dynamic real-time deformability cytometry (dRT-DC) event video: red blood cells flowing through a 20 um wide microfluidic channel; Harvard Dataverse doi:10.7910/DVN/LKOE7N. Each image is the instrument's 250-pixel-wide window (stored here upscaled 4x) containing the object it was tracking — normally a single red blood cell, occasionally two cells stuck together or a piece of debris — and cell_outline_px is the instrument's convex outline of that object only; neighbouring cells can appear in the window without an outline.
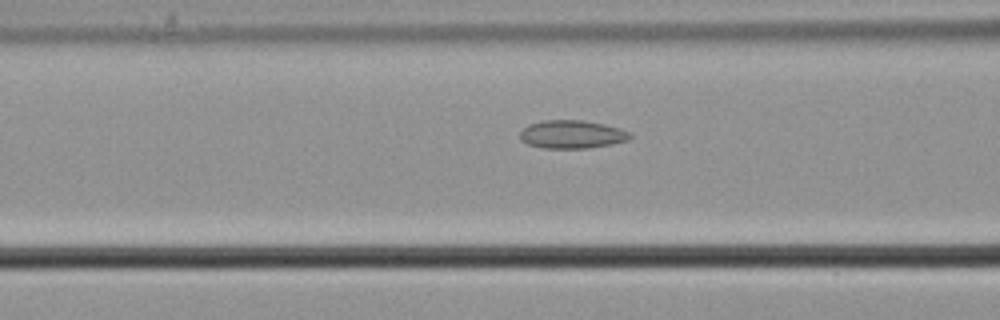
{"species": "common noctule bat (a hibernating species)", "species_latin": "Nyctalus noctula", "temperature_condition": "cold", "stored_images_in_passage": 55, "camera_frame_rate_fps": 3000, "um_per_image_px": 0.085, "animal": {"sex": "male", "body_mass_g": 21.5, "forearm_length_mm": 52.0}, "frame": {"image": 1, "passage_image": 22, "time_ms": 7.0, "image_size_px": [1000, 320], "cell_outline_px": [[632, 136], [628, 140], [612, 144], [588, 148], [544, 148], [528, 144], [520, 140], [520, 132], [528, 124], [544, 120], [584, 120], [604, 124], [620, 128], [632, 132]], "centroid_in_image_um": [48.63, 11.41], "position_along_channel_um": 118.0, "area_um2": 18.21}}
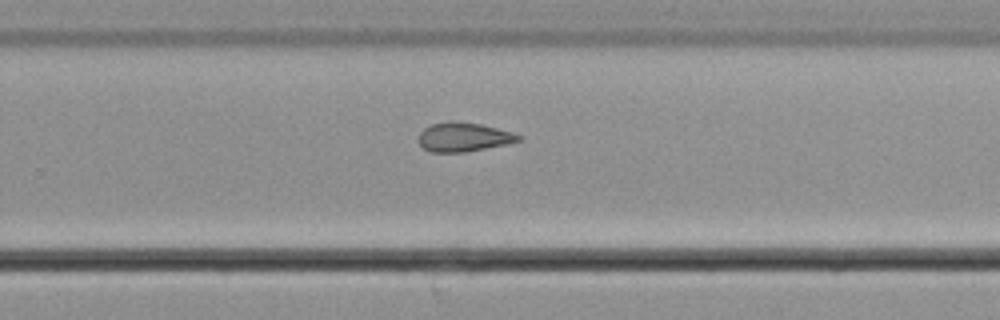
{"frame": {"image": 2, "passage_image": 36, "time_ms": 11.667, "image_size_px": [1000, 320], "cell_outline_px": [[524, 136], [520, 140], [508, 144], [468, 152], [432, 152], [424, 148], [420, 144], [420, 132], [424, 128], [432, 124], [448, 120], [456, 120], [480, 124], [512, 132]], "centroid_in_image_um": [39.44, 11.64], "position_along_channel_um": 290.4, "area_um2": 17.05}}
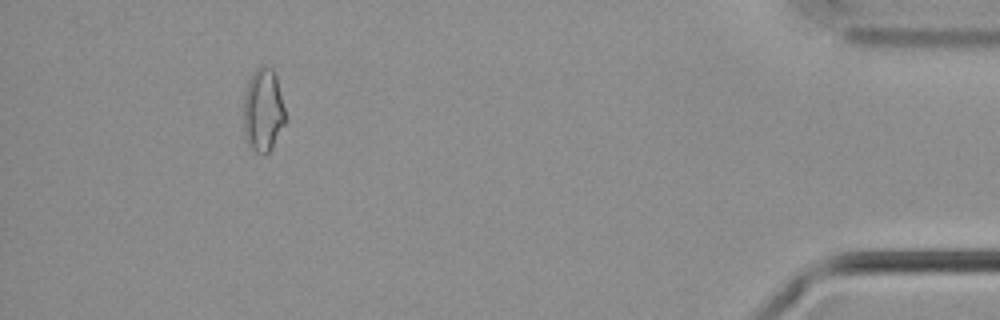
{"frame": {"image": 3, "passage_image": 51, "time_ms": 16.667, "image_size_px": [1000, 320], "cell_outline_px": [[288, 120], [272, 148], [264, 156], [260, 156], [248, 148], [244, 136], [244, 92], [248, 80], [252, 72], [260, 64], [272, 68], [276, 76]], "centroid_in_image_um": [22.37, 9.41], "position_along_channel_um": 412.8, "area_um2": 21.15}, "authors_computed_cell_mechanics": {"area_um2": 19.0162, "velocity_mm_per_s": 3.7019, "shape_relaxation_time_tau1_ms": null, "shape_relaxation_time_tau2_ms": 7.0833, "deformation_change_tau1": null, "deformation_change_tau2": 0.1241}}